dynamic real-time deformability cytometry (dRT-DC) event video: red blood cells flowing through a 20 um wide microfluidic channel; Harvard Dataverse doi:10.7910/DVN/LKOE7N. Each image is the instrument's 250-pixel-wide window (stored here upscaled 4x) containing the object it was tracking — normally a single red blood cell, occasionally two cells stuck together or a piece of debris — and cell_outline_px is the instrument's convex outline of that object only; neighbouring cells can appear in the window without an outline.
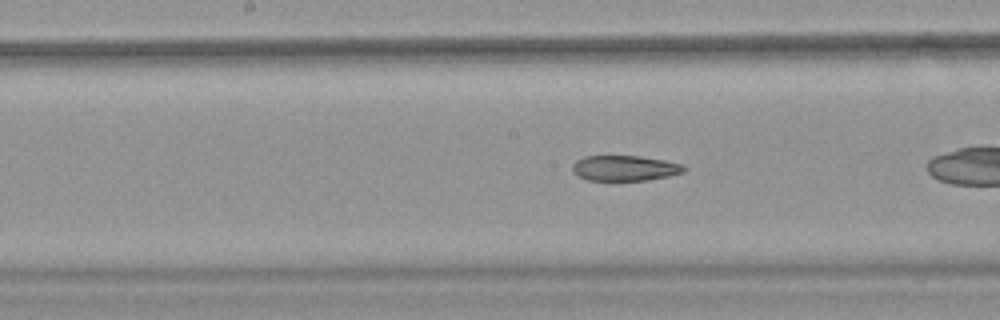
{"species": "common noctule bat (a hibernating species)", "species_latin": "Nyctalus noctula", "temperature_condition": "warm", "stored_images_in_passage": 36, "camera_frame_rate_fps": 3000, "um_per_image_px": 0.085, "animal": {"sex": "female", "body_mass_g": 18.4}, "frame": {"image": 1, "passage_image": 21, "time_ms": 6.667, "image_size_px": [1000, 320], "cell_outline_px": [[688, 168], [684, 172], [668, 176], [648, 180], [588, 180], [572, 172], [572, 164], [576, 160], [584, 156], [640, 156], [664, 160], [684, 164]], "centroid_in_image_um": [53.13, 14.28], "position_along_channel_um": 195.1, "area_um2": 16.59}}